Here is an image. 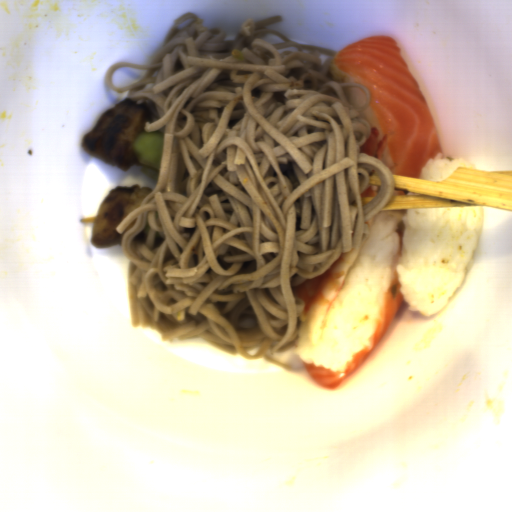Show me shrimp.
<instances>
[{"mask_svg": "<svg viewBox=\"0 0 512 512\" xmlns=\"http://www.w3.org/2000/svg\"><path fill=\"white\" fill-rule=\"evenodd\" d=\"M361 247L362 244L353 245L351 251L342 253L326 272L291 289L295 298L303 302L298 319L306 328L312 348L322 340L327 317L358 258Z\"/></svg>", "mask_w": 512, "mask_h": 512, "instance_id": "a79e029a", "label": "shrimp"}, {"mask_svg": "<svg viewBox=\"0 0 512 512\" xmlns=\"http://www.w3.org/2000/svg\"><path fill=\"white\" fill-rule=\"evenodd\" d=\"M379 136L380 131L378 127L371 126L370 132L363 143L362 146H360V153H366L374 158H377L379 161H383L382 157L387 149L388 144V135L385 134V137L383 140L379 142Z\"/></svg>", "mask_w": 512, "mask_h": 512, "instance_id": "fd3e3c34", "label": "shrimp"}, {"mask_svg": "<svg viewBox=\"0 0 512 512\" xmlns=\"http://www.w3.org/2000/svg\"><path fill=\"white\" fill-rule=\"evenodd\" d=\"M377 191H378V185L368 186L361 196H370V197H377Z\"/></svg>", "mask_w": 512, "mask_h": 512, "instance_id": "a1d657b0", "label": "shrimp"}]
</instances>
